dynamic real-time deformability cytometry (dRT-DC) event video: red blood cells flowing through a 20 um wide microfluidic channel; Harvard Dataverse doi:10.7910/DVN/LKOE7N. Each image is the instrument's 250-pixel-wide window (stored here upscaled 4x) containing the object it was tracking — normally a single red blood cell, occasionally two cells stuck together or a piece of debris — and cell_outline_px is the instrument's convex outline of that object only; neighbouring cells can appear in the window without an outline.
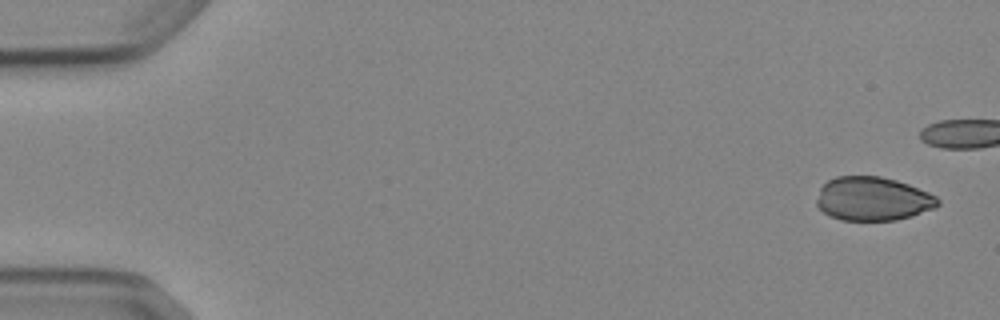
{"species": "Egyptian fruit bat (a non-hibernating species)", "species_latin": "Rousettus aegyptiacus", "temperature_condition": "cold", "stored_images_in_passage": 6, "camera_frame_rate_fps": 3000, "um_per_image_px": 0.085, "animal": {"sex": "female"}, "frame": {"image": 1, "passage_image": 1, "time_ms": 0.0, "image_size_px": [1000, 320], "cell_outline_px": [[940, 204], [936, 208], [912, 216], [896, 220], [840, 220], [828, 216], [816, 204], [816, 200], [820, 188], [828, 180], [836, 176], [880, 176], [896, 180], [908, 184], [928, 192], [936, 196], [940, 200]], "centroid_in_image_um": [74.19, 16.9], "position_along_channel_um": 10.8, "area_um2": 31.1}}
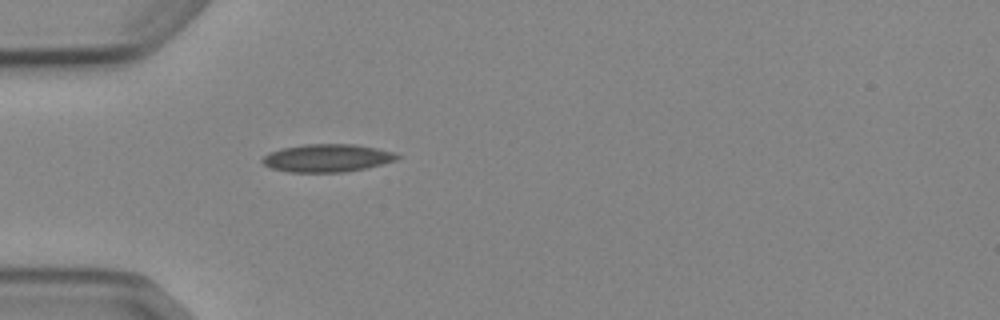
{"frame": {"image": 2, "passage_image": 6, "time_ms": 6.0, "image_size_px": [1000, 320], "cell_outline_px": [[404, 156], [396, 160], [368, 168], [344, 172], [288, 172], [272, 168], [264, 164], [260, 160], [268, 152], [280, 148], [304, 144], [356, 144], [376, 148], [392, 152]], "centroid_in_image_um": [27.81, 13.43], "position_along_channel_um": 57.2, "area_um2": 22.08}}